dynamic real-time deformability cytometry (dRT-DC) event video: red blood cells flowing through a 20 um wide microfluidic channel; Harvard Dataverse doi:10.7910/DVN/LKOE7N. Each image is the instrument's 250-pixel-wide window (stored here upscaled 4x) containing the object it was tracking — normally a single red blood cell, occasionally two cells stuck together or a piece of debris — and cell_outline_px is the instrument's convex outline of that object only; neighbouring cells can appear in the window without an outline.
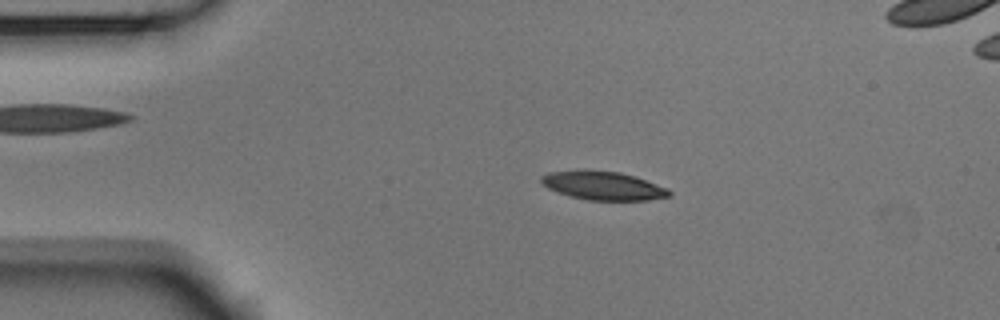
{"species": "Egyptian fruit bat (a non-hibernating species)", "species_latin": "Rousettus aegyptiacus", "temperature_condition": "room temperature", "stored_images_in_passage": 54, "camera_frame_rate_fps": 3000, "um_per_image_px": 0.085, "animal": {"sex": "male"}, "frame": {"image": 1, "passage_image": 10, "time_ms": 3.0, "image_size_px": [1000, 320], "cell_outline_px": [[672, 196], [648, 200], [588, 200], [556, 192], [548, 188], [540, 180], [540, 176], [548, 172], [584, 168], [620, 172], [668, 188], [672, 192]], "centroid_in_image_um": [51.23, 15.76], "position_along_channel_um": 33.8, "area_um2": 21.56}}
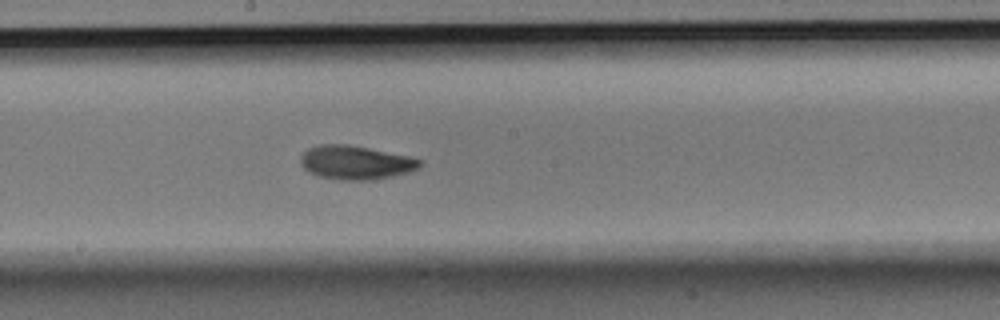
{"frame": {"image": 2, "passage_image": 28, "time_ms": 9.0, "image_size_px": [1000, 320], "cell_outline_px": [[424, 164], [420, 168], [408, 172], [392, 176], [372, 180], [340, 180], [316, 176], [308, 172], [300, 164], [300, 160], [304, 152], [308, 148], [320, 144], [348, 144], [408, 156], [424, 160]], "centroid_in_image_um": [30.24, 13.82], "position_along_channel_um": 218.0, "area_um2": 23.7}}
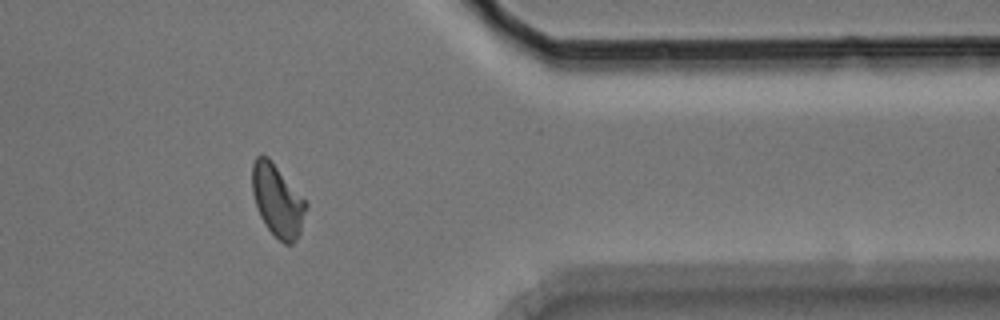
{"frame": {"image": 3, "passage_image": 43, "time_ms": 14.0, "image_size_px": [1000, 320], "cell_outline_px": [[308, 208], [300, 232], [296, 240], [292, 244], [284, 244], [268, 228], [260, 216], [252, 192], [252, 164], [256, 156], [268, 156], [272, 160], [308, 204]], "centroid_in_image_um": [23.59, 17.04], "position_along_channel_um": 387.8, "area_um2": 22.48}, "authors_computed_cell_mechanics": {"area_um2": 22.1663, "velocity_mm_per_s": 3.7369, "shape_relaxation_time_tau1_ms": 2.6655, "shape_relaxation_time_tau2_ms": 2.9089, "deformation_change_tau1": 0.1199, "deformation_change_tau2": 0.0815}}